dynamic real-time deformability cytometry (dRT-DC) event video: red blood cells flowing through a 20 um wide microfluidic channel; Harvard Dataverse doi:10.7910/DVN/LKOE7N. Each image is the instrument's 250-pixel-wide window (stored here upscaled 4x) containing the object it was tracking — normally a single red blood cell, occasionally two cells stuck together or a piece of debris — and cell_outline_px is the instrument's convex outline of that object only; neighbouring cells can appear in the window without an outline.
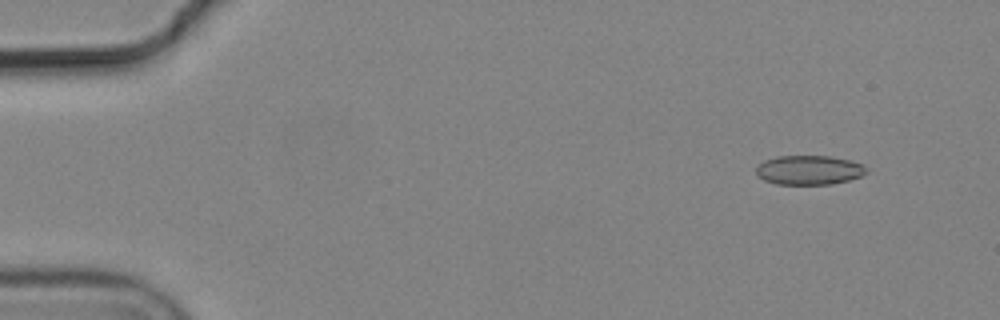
{"species": "common noctule bat (a hibernating species)", "species_latin": "Nyctalus noctula", "temperature_condition": "cold", "stored_images_in_passage": 7, "camera_frame_rate_fps": 3000, "um_per_image_px": 0.085, "animal": {"sex": "male", "body_mass_g": 19.2, "forearm_length_mm": 51.8}, "frame": {"image": 1, "passage_image": 2, "time_ms": 0.333, "image_size_px": [1000, 320], "cell_outline_px": [[868, 172], [860, 176], [848, 180], [832, 184], [776, 184], [764, 180], [756, 172], [756, 168], [764, 160], [776, 156], [828, 156], [852, 160], [864, 164], [868, 168]], "centroid_in_image_um": [68.81, 14.44], "position_along_channel_um": 16.2, "area_um2": 18.9}}
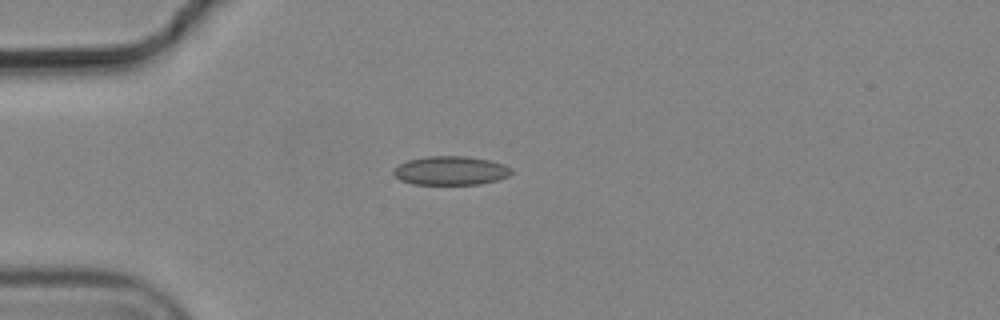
{"frame": {"image": 2, "passage_image": 5, "time_ms": 1.333, "image_size_px": [1000, 320], "cell_outline_px": [[512, 172], [508, 176], [500, 180], [480, 184], [412, 184], [400, 180], [392, 172], [392, 168], [408, 160], [428, 156], [468, 156], [488, 160], [504, 164], [512, 168]], "centroid_in_image_um": [38.32, 14.5], "position_along_channel_um": 46.7, "area_um2": 19.94}}
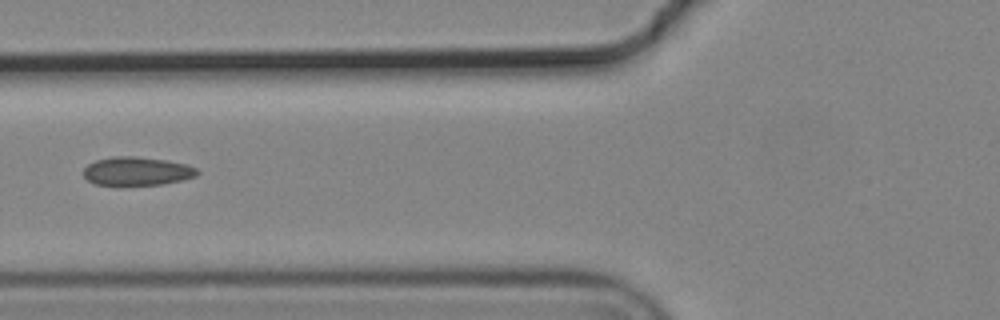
{"frame": {"image": 3, "passage_image": 7, "time_ms": 2.0, "image_size_px": [1000, 320], "cell_outline_px": [[200, 172], [196, 176], [180, 180], [160, 184], [96, 184], [88, 180], [84, 176], [84, 168], [88, 164], [96, 160], [112, 156], [136, 156], [168, 160], [188, 164], [196, 168]], "centroid_in_image_um": [11.66, 14.52], "position_along_channel_um": 114.1, "area_um2": 18.73}}